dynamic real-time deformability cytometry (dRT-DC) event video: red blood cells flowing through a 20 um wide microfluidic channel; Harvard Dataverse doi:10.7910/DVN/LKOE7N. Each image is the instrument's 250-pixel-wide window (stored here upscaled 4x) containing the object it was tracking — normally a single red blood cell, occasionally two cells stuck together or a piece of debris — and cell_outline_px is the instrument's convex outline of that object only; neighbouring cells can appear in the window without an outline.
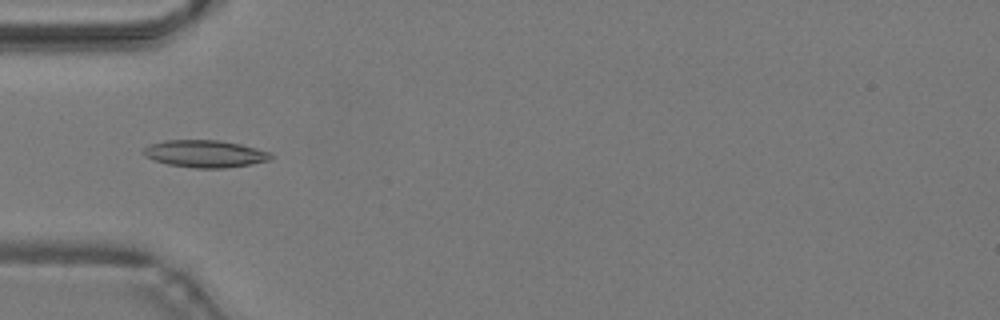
{"species": "common noctule bat (a hibernating species)", "species_latin": "Nyctalus noctula", "temperature_condition": "warm", "stored_images_in_passage": 45, "camera_frame_rate_fps": 3000, "um_per_image_px": 0.085, "animal": {"sex": "male", "body_mass_g": 19.2, "forearm_length_mm": 51.8}, "frame": {"image": 1, "passage_image": 13, "time_ms": 4.0, "image_size_px": [1000, 320], "cell_outline_px": [[276, 156], [272, 160], [252, 164], [224, 168], [196, 168], [168, 164], [144, 156], [140, 152], [148, 144], [164, 140], [220, 140], [240, 144], [272, 152]], "centroid_in_image_um": [17.46, 13.06], "position_along_channel_um": 67.5, "area_um2": 20.52}}
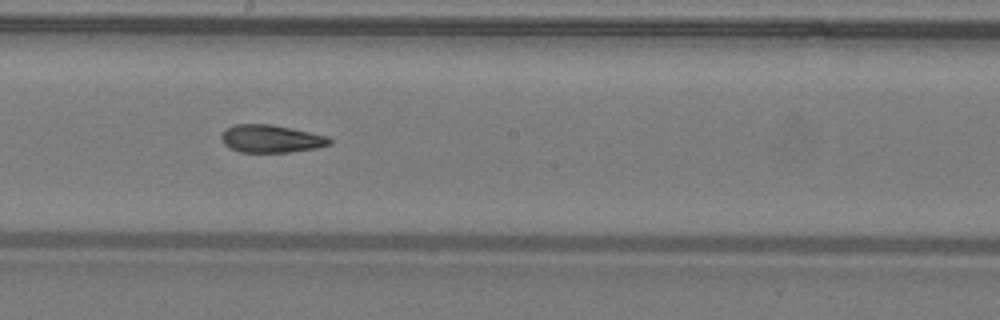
{"frame": {"image": 2, "passage_image": 24, "time_ms": 7.667, "image_size_px": [1000, 320], "cell_outline_px": [[332, 144], [316, 148], [288, 152], [240, 152], [224, 144], [220, 136], [228, 128], [236, 124], [272, 124], [292, 128], [328, 136], [332, 140]], "centroid_in_image_um": [23.08, 11.79], "position_along_channel_um": 225.1, "area_um2": 17.4}}
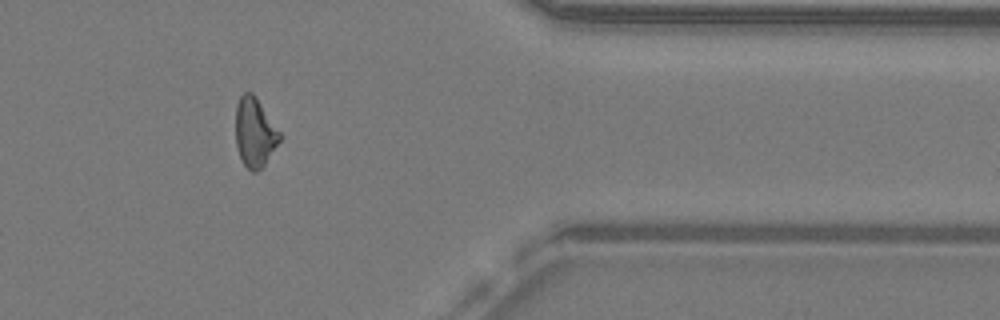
{"frame": {"image": 3, "passage_image": 37, "time_ms": 12.0, "image_size_px": [1000, 320], "cell_outline_px": [[280, 140], [264, 164], [256, 172], [252, 172], [244, 164], [240, 156], [236, 144], [236, 104], [240, 96], [244, 92], [252, 92], [256, 96], [280, 132]], "centroid_in_image_um": [21.64, 11.22], "position_along_channel_um": 389.8, "area_um2": 17.51}, "authors_computed_cell_mechanics": {"area_um2": 17.918, "velocity_mm_per_s": 4.2772, "shape_relaxation_time_tau1_ms": null, "shape_relaxation_time_tau2_ms": 7.7509, "deformation_change_tau1": null, "deformation_change_tau2": 0.1864}}